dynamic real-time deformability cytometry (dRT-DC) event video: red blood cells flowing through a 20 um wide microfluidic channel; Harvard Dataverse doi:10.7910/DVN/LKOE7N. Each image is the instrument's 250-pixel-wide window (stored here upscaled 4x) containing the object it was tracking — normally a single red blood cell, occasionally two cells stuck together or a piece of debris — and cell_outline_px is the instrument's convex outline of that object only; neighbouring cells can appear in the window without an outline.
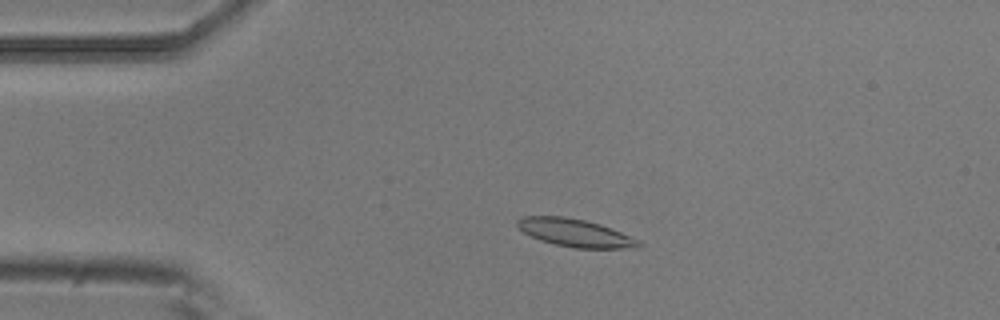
{"species": "common noctule bat (a hibernating species)", "species_latin": "Nyctalus noctula", "temperature_condition": "room temperature", "stored_images_in_passage": 5, "camera_frame_rate_fps": 3000, "um_per_image_px": 0.085, "animal": {"sex": "male", "body_mass_g": 20.5, "forearm_length_mm": 52.5}, "frame": {"image": 1, "passage_image": 3, "time_ms": 0.667, "image_size_px": [1000, 320], "cell_outline_px": [[644, 244], [640, 248], [572, 248], [540, 240], [524, 232], [516, 224], [516, 220], [524, 216], [564, 216], [584, 220], [600, 224], [640, 240]], "centroid_in_image_um": [48.92, 19.8], "position_along_channel_um": 36.1, "area_um2": 19.59}}